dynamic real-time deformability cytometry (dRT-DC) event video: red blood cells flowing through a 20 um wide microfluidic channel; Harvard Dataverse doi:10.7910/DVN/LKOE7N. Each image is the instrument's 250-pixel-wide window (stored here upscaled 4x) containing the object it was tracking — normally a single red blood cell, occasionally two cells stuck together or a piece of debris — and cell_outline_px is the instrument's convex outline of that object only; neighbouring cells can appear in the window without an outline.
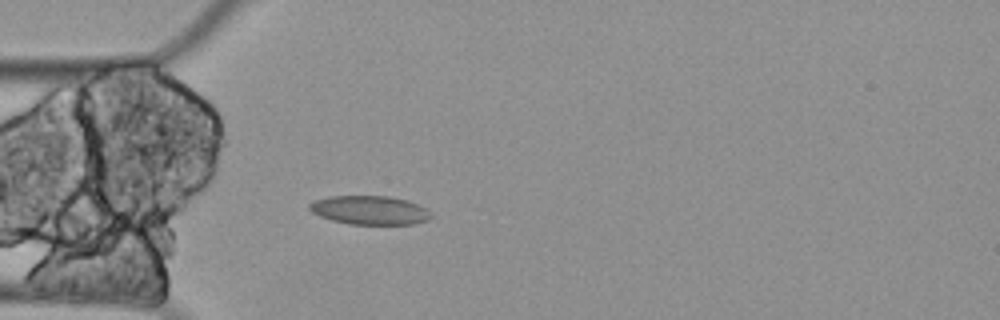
{"species": "Egyptian fruit bat (a non-hibernating species)", "species_latin": "Rousettus aegyptiacus", "temperature_condition": "cold", "stored_images_in_passage": 4, "segment_of_instrument_passage": [1, 2], "camera_frame_rate_fps": 3000, "um_per_image_px": 0.085, "animal": {"sex": "female"}, "frame": {"image": 1, "passage_image": 1, "time_ms": 0.0, "image_size_px": [1000, 320], "cell_outline_px": [[432, 216], [428, 220], [412, 224], [348, 224], [332, 220], [320, 216], [312, 212], [308, 208], [308, 204], [316, 200], [328, 196], [388, 196], [404, 200], [416, 204], [432, 212]], "centroid_in_image_um": [31.4, 17.87], "position_along_channel_um": 53.6, "area_um2": 20.29}}